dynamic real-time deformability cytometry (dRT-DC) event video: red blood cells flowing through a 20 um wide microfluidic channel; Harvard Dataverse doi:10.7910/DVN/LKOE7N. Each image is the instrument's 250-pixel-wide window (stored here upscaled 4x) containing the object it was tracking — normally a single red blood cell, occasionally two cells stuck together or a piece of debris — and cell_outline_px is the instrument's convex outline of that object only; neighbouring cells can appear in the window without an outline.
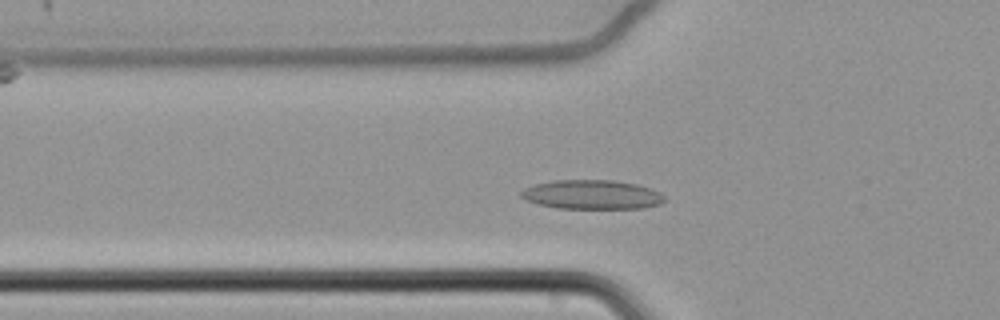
{"species": "common noctule bat (a hibernating species)", "species_latin": "Nyctalus noctula", "temperature_condition": "cold", "stored_images_in_passage": 46, "camera_frame_rate_fps": 3000, "um_per_image_px": 0.085, "animal": {"sex": "female", "body_mass_g": 22.7, "forearm_length_mm": 54.2}, "frame": {"image": 1, "passage_image": 6, "time_ms": 1.667, "image_size_px": [1000, 320], "cell_outline_px": [[668, 200], [660, 204], [644, 208], [556, 208], [540, 204], [528, 200], [520, 196], [520, 192], [524, 188], [536, 184], [556, 180], [616, 180], [636, 184], [660, 192]], "centroid_in_image_um": [50.35, 16.54], "position_along_channel_um": 75.4, "area_um2": 24.33}}
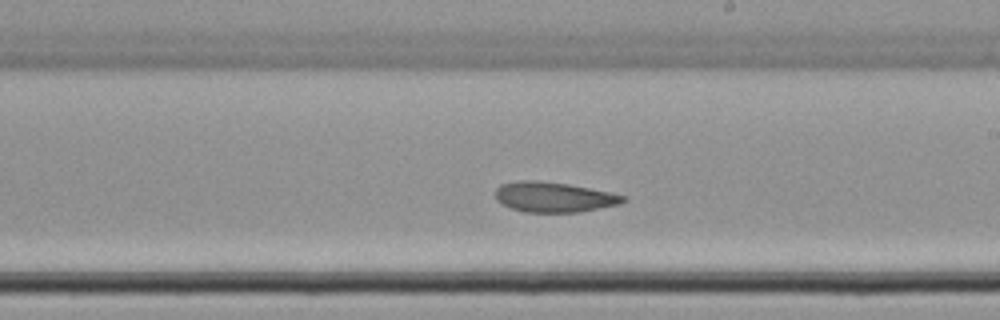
{"frame": {"image": 2, "passage_image": 21, "time_ms": 6.667, "image_size_px": [1000, 320], "cell_outline_px": [[628, 200], [620, 204], [580, 212], [524, 212], [512, 208], [496, 200], [496, 188], [500, 184], [516, 180], [540, 180], [568, 184], [612, 192], [628, 196]], "centroid_in_image_um": [47.12, 16.74], "position_along_channel_um": 241.9, "area_um2": 22.72}}
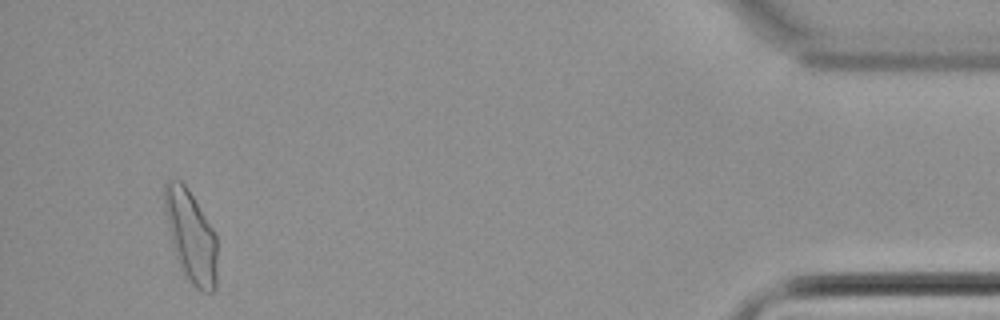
{"frame": {"image": 3, "passage_image": 43, "time_ms": 14.0, "image_size_px": [1000, 320], "cell_outline_px": [[216, 288], [212, 292], [200, 292], [188, 280], [180, 268], [176, 256], [164, 212], [164, 184], [168, 180], [180, 180], [184, 184], [216, 232]], "centroid_in_image_um": [16.23, 20.1], "position_along_channel_um": 419.0, "area_um2": 27.98}, "authors_computed_cell_mechanics": {"area_um2": 23.6113, "velocity_mm_per_s": 3.366, "shape_relaxation_time_tau1_ms": null, "shape_relaxation_time_tau2_ms": 8.6408, "deformation_change_tau1": null, "deformation_change_tau2": 0.1253}}